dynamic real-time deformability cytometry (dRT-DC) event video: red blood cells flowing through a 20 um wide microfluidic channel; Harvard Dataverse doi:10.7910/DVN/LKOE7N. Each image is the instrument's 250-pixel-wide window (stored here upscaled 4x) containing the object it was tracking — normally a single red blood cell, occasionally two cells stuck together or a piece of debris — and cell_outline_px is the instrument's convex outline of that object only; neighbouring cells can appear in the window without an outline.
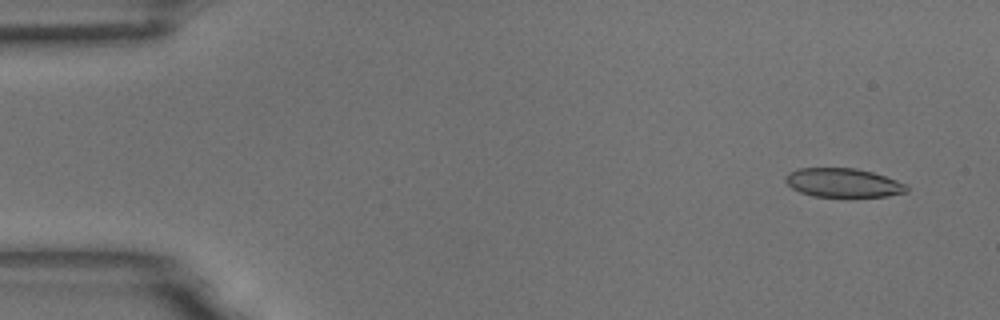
{"species": "common noctule bat (a hibernating species)", "species_latin": "Nyctalus noctula", "temperature_condition": "room temperature", "stored_images_in_passage": 22, "camera_frame_rate_fps": 3000, "um_per_image_px": 0.085, "animal": {"sex": "male", "body_mass_g": 18.8}, "frame": {"image": 1, "passage_image": 4, "time_ms": 1.0, "image_size_px": [1000, 320], "cell_outline_px": [[908, 192], [888, 196], [812, 196], [800, 192], [792, 188], [784, 180], [784, 176], [788, 172], [796, 168], [856, 168], [872, 172], [896, 180], [904, 184], [908, 188]], "centroid_in_image_um": [71.62, 15.52], "position_along_channel_um": 13.4, "area_um2": 20.35}}
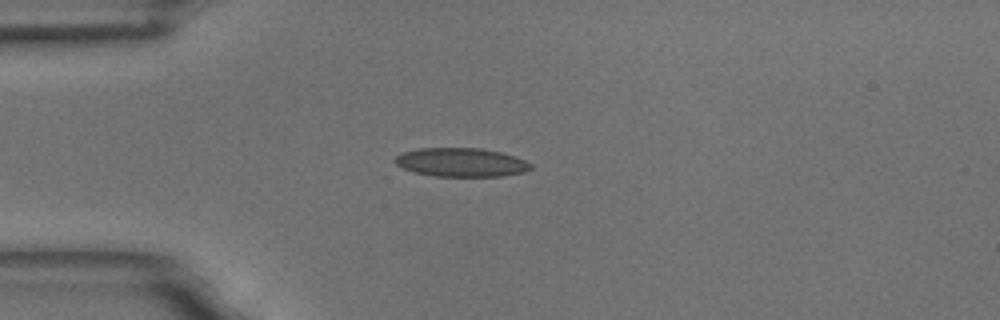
{"frame": {"image": 2, "passage_image": 15, "time_ms": 4.667, "image_size_px": [1000, 320], "cell_outline_px": [[532, 168], [524, 172], [500, 176], [436, 176], [416, 172], [404, 168], [396, 164], [392, 160], [396, 156], [404, 152], [420, 148], [480, 148], [500, 152], [524, 160], [532, 164]], "centroid_in_image_um": [39.19, 13.79], "position_along_channel_um": 45.8, "area_um2": 22.48}}
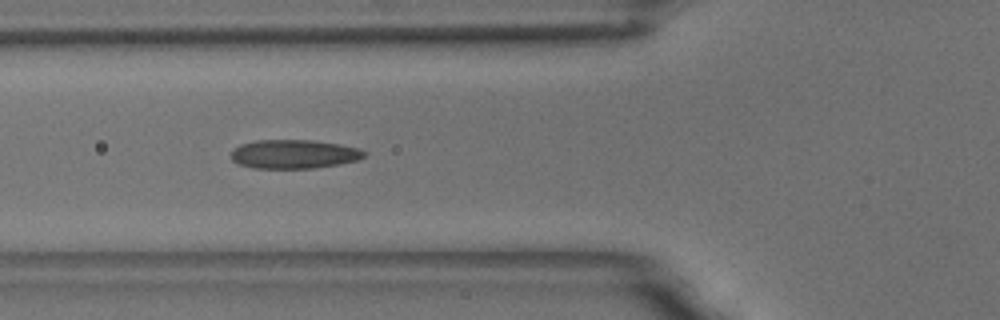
{"frame": {"image": 3, "passage_image": 21, "time_ms": 6.667, "image_size_px": [1000, 320], "cell_outline_px": [[368, 152], [364, 156], [356, 160], [340, 164], [312, 168], [252, 168], [240, 164], [232, 160], [232, 152], [240, 144], [256, 140], [312, 140], [340, 144], [360, 148]], "centroid_in_image_um": [25.02, 13.09], "position_along_channel_um": 100.8, "area_um2": 22.37}}